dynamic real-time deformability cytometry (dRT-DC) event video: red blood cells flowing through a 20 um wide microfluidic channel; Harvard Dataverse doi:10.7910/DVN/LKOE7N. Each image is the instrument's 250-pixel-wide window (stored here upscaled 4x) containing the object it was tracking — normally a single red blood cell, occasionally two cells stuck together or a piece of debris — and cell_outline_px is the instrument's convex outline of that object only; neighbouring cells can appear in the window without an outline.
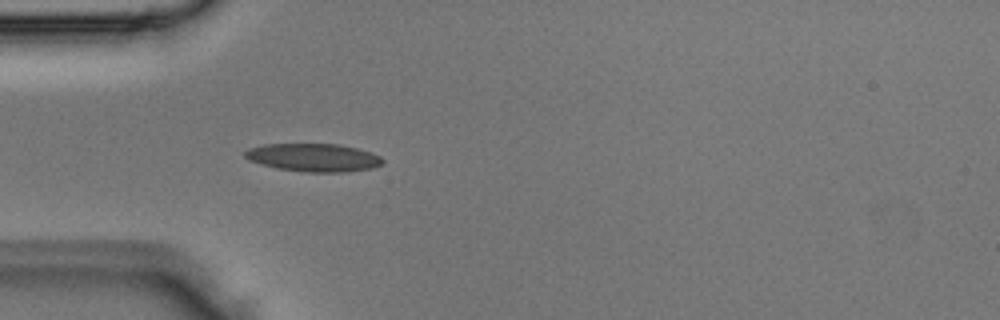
{"species": "Egyptian fruit bat (a non-hibernating species)", "species_latin": "Rousettus aegyptiacus", "temperature_condition": "room temperature", "stored_images_in_passage": 3, "camera_frame_rate_fps": 3000, "um_per_image_px": 0.085, "animal": {"sex": "male"}, "frame": {"image": 1, "passage_image": 3, "time_ms": 0.667, "image_size_px": [1000, 320], "cell_outline_px": [[384, 160], [380, 164], [372, 168], [340, 172], [304, 172], [276, 168], [248, 160], [244, 156], [244, 152], [248, 148], [264, 144], [340, 144], [372, 152], [380, 156]], "centroid_in_image_um": [26.62, 13.38], "position_along_channel_um": 58.4, "area_um2": 22.48}}